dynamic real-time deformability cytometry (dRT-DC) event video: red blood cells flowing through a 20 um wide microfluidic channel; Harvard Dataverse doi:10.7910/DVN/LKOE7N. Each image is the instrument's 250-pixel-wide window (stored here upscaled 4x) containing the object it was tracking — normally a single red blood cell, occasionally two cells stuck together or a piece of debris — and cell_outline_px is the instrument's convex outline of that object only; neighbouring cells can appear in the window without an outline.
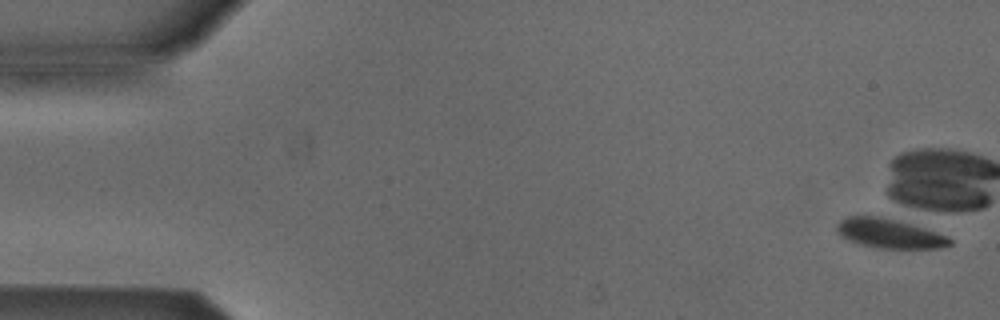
{"species": "Egyptian fruit bat (a non-hibernating species)", "species_latin": "Rousettus aegyptiacus", "temperature_condition": "cold", "stored_images_in_passage": 6, "camera_frame_rate_fps": 3000, "um_per_image_px": 0.085, "animal": {"sex": "male"}, "frame": {"image": 1, "passage_image": 1, "time_ms": 0.0, "image_size_px": [1000, 320], "cell_outline_px": [[952, 244], [940, 248], [876, 248], [860, 244], [848, 240], [840, 236], [836, 232], [836, 228], [840, 220], [848, 216], [876, 216], [924, 228], [944, 236], [952, 240]], "centroid_in_image_um": [75.53, 19.86], "position_along_channel_um": 9.5, "area_um2": 18.9}}